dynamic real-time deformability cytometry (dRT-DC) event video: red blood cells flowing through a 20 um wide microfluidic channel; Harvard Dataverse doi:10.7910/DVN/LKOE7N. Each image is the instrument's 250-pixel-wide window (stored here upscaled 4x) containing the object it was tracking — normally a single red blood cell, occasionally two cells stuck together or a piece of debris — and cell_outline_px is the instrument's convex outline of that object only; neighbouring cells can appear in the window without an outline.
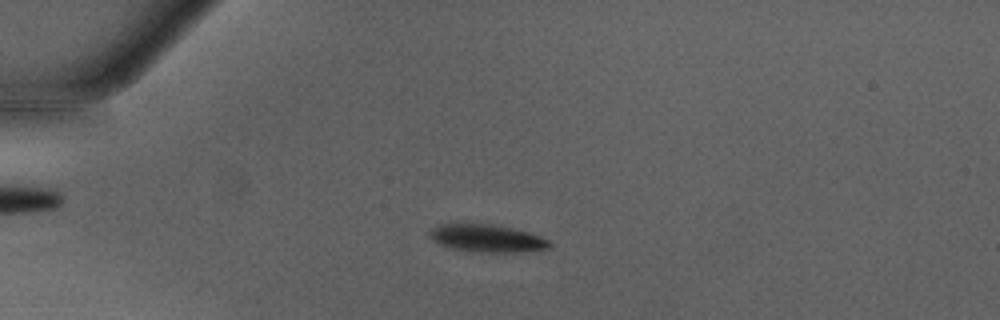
{"species": "Egyptian fruit bat (a non-hibernating species)", "species_latin": "Rousettus aegyptiacus", "temperature_condition": "warm", "stored_images_in_passage": 49, "camera_frame_rate_fps": 3000, "um_per_image_px": 0.085, "animal": {"sex": "male"}, "frame": {"image": 1, "passage_image": 13, "time_ms": 4.0, "image_size_px": [1000, 320], "cell_outline_px": [[552, 248], [520, 252], [480, 252], [448, 248], [432, 240], [432, 228], [440, 224], [452, 220], [460, 220], [488, 224], [512, 228], [528, 232], [540, 236], [548, 240], [552, 244]], "centroid_in_image_um": [41.35, 20.21], "position_along_channel_um": 43.7, "area_um2": 19.88}}
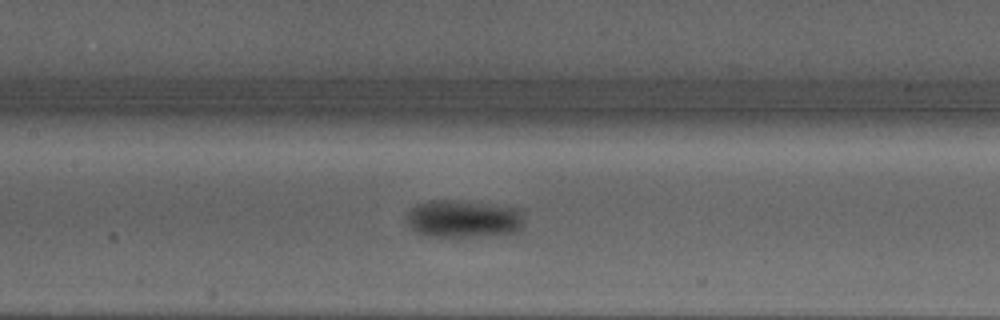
{"frame": {"image": 2, "passage_image": 24, "time_ms": 7.667, "image_size_px": [1000, 320], "cell_outline_px": [[524, 224], [516, 232], [484, 236], [424, 236], [416, 232], [408, 224], [408, 212], [416, 204], [428, 200], [456, 200], [524, 208]], "centroid_in_image_um": [39.45, 18.59], "position_along_channel_um": 167.9, "area_um2": 26.07}}
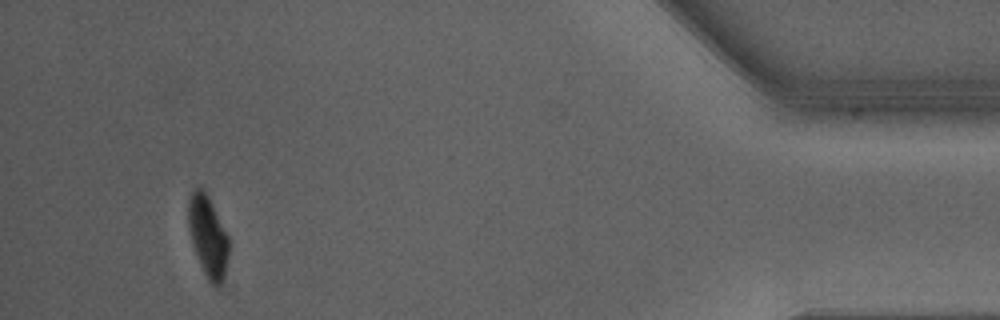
{"frame": {"image": 3, "passage_image": 46, "time_ms": 15.0, "image_size_px": [1000, 320], "cell_outline_px": [[228, 256], [224, 280], [220, 288], [216, 288], [208, 280], [200, 264], [192, 244], [188, 228], [188, 196], [196, 188], [200, 188], [208, 196], [228, 236]], "centroid_in_image_um": [17.67, 20.15], "position_along_channel_um": 417.5, "area_um2": 19.07}, "authors_computed_cell_mechanics": {"area_um2": 21.8484, "velocity_mm_per_s": 4.2814, "shape_relaxation_time_tau1_ms": 2.7654, "shape_relaxation_time_tau2_ms": null, "deformation_change_tau1": 0.1557, "deformation_change_tau2": null}}